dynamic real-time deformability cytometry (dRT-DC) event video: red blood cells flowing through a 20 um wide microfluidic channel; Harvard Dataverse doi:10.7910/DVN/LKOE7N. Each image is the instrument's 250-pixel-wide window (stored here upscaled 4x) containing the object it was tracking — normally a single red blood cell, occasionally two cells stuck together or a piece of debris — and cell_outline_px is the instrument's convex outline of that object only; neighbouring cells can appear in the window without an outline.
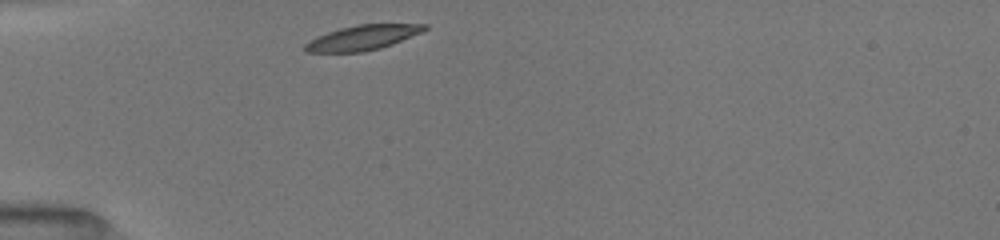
{"species": "common noctule bat (a hibernating species)", "species_latin": "Nyctalus noctula", "temperature_condition": "room temperature", "stored_images_in_passage": 37, "camera_frame_rate_fps": 3000, "um_per_image_px": 0.085, "animal": {"sex": "female", "body_mass_g": 19.5, "forearm_length_mm": 54.1}, "frame": {"image": 1, "passage_image": 1, "time_ms": 0.0, "image_size_px": [1000, 240], "cell_outline_px": [[428, 28], [420, 32], [392, 44], [380, 48], [360, 52], [304, 52], [304, 44], [328, 32], [340, 28], [360, 24], [428, 24]], "centroid_in_image_um": [30.82, 3.2], "position_along_channel_um": 54.2, "area_um2": 16.94}}
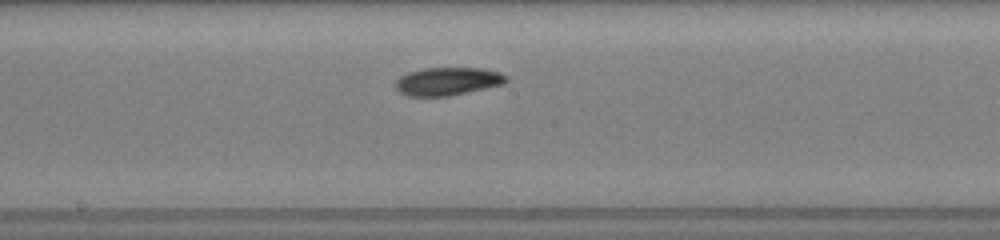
{"frame": {"image": 2, "passage_image": 11, "time_ms": 4.333, "image_size_px": [1000, 240], "cell_outline_px": [[508, 80], [504, 84], [448, 96], [408, 96], [400, 92], [396, 88], [396, 80], [400, 76], [408, 72], [424, 68], [480, 68], [496, 72], [508, 76]], "centroid_in_image_um": [38.03, 6.91], "position_along_channel_um": 210.2, "area_um2": 17.92}}
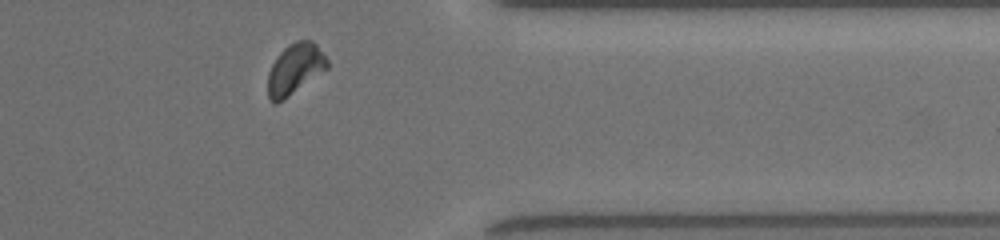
{"frame": {"image": 3, "passage_image": 33, "time_ms": 9.0, "image_size_px": [1000, 240], "cell_outline_px": [[328, 68], [276, 104], [272, 104], [268, 96], [268, 72], [276, 56], [288, 44], [296, 40], [312, 40], [316, 44], [328, 60]], "centroid_in_image_um": [25.05, 5.84], "position_along_channel_um": 386.3, "area_um2": 17.4}, "authors_computed_cell_mechanics": {"area_um2": 17.7446, "velocity_mm_per_s": 3.9557, "shape_relaxation_time_tau1_ms": 2.9578, "shape_relaxation_time_tau2_ms": 2.1392, "deformation_change_tau1": 0.1053, "deformation_change_tau2": 0.0656}}